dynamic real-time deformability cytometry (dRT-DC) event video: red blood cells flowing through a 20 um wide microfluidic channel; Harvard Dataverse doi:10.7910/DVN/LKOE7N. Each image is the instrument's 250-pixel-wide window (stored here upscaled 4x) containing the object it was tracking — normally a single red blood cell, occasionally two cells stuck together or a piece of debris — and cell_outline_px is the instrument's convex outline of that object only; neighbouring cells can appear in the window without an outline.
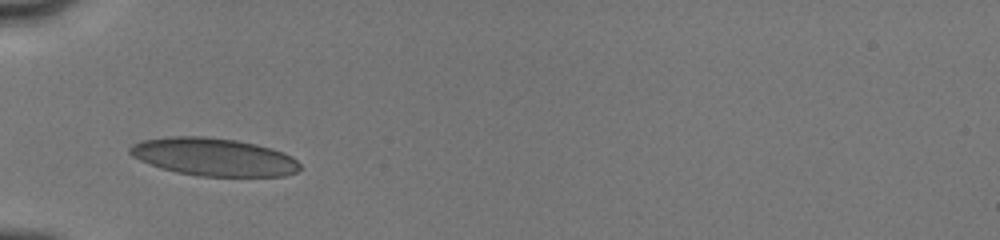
{"species": "human", "species_latin": "Homo sapiens", "temperature_condition": "cold", "stored_images_in_passage": 28, "camera_frame_rate_fps": 3000, "um_per_image_px": 0.085, "donor": {"sex": "male"}, "frame": {"image": 1, "passage_image": 1, "time_ms": 0.0, "image_size_px": [1000, 240], "cell_outline_px": [[300, 168], [296, 172], [284, 176], [200, 176], [176, 172], [160, 168], [148, 164], [132, 156], [128, 152], [128, 148], [132, 144], [140, 140], [168, 136], [204, 136], [236, 140], [256, 144], [272, 148], [284, 152], [292, 156], [300, 164]], "centroid_in_image_um": [18.13, 13.33], "position_along_channel_um": 66.9, "area_um2": 37.8}}
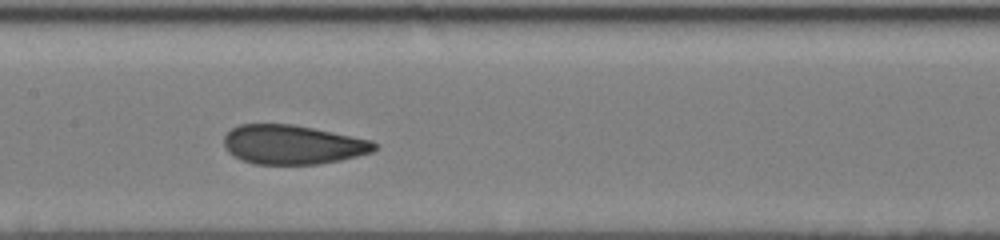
{"frame": {"image": 2, "passage_image": 15, "time_ms": 3.0, "image_size_px": [1000, 240], "cell_outline_px": [[380, 144], [372, 152], [340, 160], [316, 164], [256, 164], [244, 160], [228, 152], [224, 148], [224, 136], [232, 128], [240, 124], [292, 124], [372, 140]], "centroid_in_image_um": [24.88, 12.29], "position_along_channel_um": 182.5, "area_um2": 34.22}}
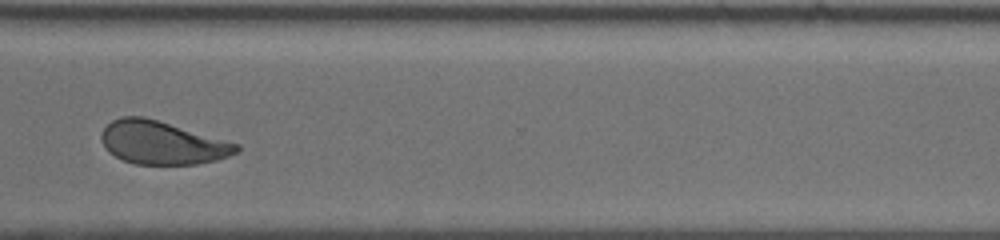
{"frame": {"image": 3, "passage_image": 27, "time_ms": 7.333, "image_size_px": [1000, 240], "cell_outline_px": [[240, 152], [216, 160], [196, 164], [136, 164], [124, 160], [108, 152], [104, 148], [100, 136], [100, 132], [112, 120], [120, 116], [144, 116], [240, 144]], "centroid_in_image_um": [13.77, 12.12], "position_along_channel_um": 356.8, "area_um2": 34.04}}